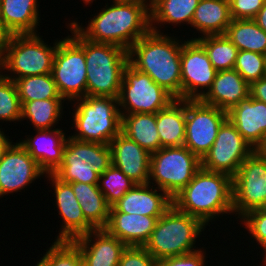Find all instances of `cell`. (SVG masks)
<instances>
[{
  "label": "cell",
  "mask_w": 266,
  "mask_h": 266,
  "mask_svg": "<svg viewBox=\"0 0 266 266\" xmlns=\"http://www.w3.org/2000/svg\"><path fill=\"white\" fill-rule=\"evenodd\" d=\"M91 13L88 24L78 18L68 21L84 38L95 43L112 44L126 51L151 31L150 0H109Z\"/></svg>",
  "instance_id": "cell-1"
},
{
  "label": "cell",
  "mask_w": 266,
  "mask_h": 266,
  "mask_svg": "<svg viewBox=\"0 0 266 266\" xmlns=\"http://www.w3.org/2000/svg\"><path fill=\"white\" fill-rule=\"evenodd\" d=\"M175 33L160 34L150 31L128 50V63L149 75L175 99H182L181 48L185 36ZM181 38V39H180Z\"/></svg>",
  "instance_id": "cell-2"
},
{
  "label": "cell",
  "mask_w": 266,
  "mask_h": 266,
  "mask_svg": "<svg viewBox=\"0 0 266 266\" xmlns=\"http://www.w3.org/2000/svg\"><path fill=\"white\" fill-rule=\"evenodd\" d=\"M172 201L179 211L199 219L206 227L219 217L222 221L228 215L234 218L232 177L200 168Z\"/></svg>",
  "instance_id": "cell-3"
},
{
  "label": "cell",
  "mask_w": 266,
  "mask_h": 266,
  "mask_svg": "<svg viewBox=\"0 0 266 266\" xmlns=\"http://www.w3.org/2000/svg\"><path fill=\"white\" fill-rule=\"evenodd\" d=\"M67 24V25H66ZM69 34L85 51L86 96L118 98L128 51L112 44L95 43L84 38L70 23Z\"/></svg>",
  "instance_id": "cell-4"
},
{
  "label": "cell",
  "mask_w": 266,
  "mask_h": 266,
  "mask_svg": "<svg viewBox=\"0 0 266 266\" xmlns=\"http://www.w3.org/2000/svg\"><path fill=\"white\" fill-rule=\"evenodd\" d=\"M67 107L72 119L70 137L85 142L109 145L121 132L122 115L118 98L85 96L69 102ZM72 112H71V111ZM74 129V130H73ZM73 133H72V131Z\"/></svg>",
  "instance_id": "cell-5"
},
{
  "label": "cell",
  "mask_w": 266,
  "mask_h": 266,
  "mask_svg": "<svg viewBox=\"0 0 266 266\" xmlns=\"http://www.w3.org/2000/svg\"><path fill=\"white\" fill-rule=\"evenodd\" d=\"M206 228L199 219L179 211L172 205L157 220L149 240L143 247L157 261L190 254L203 248L200 246L203 242L200 237L207 235Z\"/></svg>",
  "instance_id": "cell-6"
},
{
  "label": "cell",
  "mask_w": 266,
  "mask_h": 266,
  "mask_svg": "<svg viewBox=\"0 0 266 266\" xmlns=\"http://www.w3.org/2000/svg\"><path fill=\"white\" fill-rule=\"evenodd\" d=\"M49 42L41 33L12 35L4 58V77L15 81L51 73L58 38Z\"/></svg>",
  "instance_id": "cell-7"
},
{
  "label": "cell",
  "mask_w": 266,
  "mask_h": 266,
  "mask_svg": "<svg viewBox=\"0 0 266 266\" xmlns=\"http://www.w3.org/2000/svg\"><path fill=\"white\" fill-rule=\"evenodd\" d=\"M111 165L110 145L79 141L68 136L62 163L53 174L65 183L98 184L99 175Z\"/></svg>",
  "instance_id": "cell-8"
},
{
  "label": "cell",
  "mask_w": 266,
  "mask_h": 266,
  "mask_svg": "<svg viewBox=\"0 0 266 266\" xmlns=\"http://www.w3.org/2000/svg\"><path fill=\"white\" fill-rule=\"evenodd\" d=\"M200 168L201 160L185 146L164 147L151 154L149 184L173 199Z\"/></svg>",
  "instance_id": "cell-9"
},
{
  "label": "cell",
  "mask_w": 266,
  "mask_h": 266,
  "mask_svg": "<svg viewBox=\"0 0 266 266\" xmlns=\"http://www.w3.org/2000/svg\"><path fill=\"white\" fill-rule=\"evenodd\" d=\"M175 98L152 78L129 63L123 70L118 104L121 114L151 113L166 108Z\"/></svg>",
  "instance_id": "cell-10"
},
{
  "label": "cell",
  "mask_w": 266,
  "mask_h": 266,
  "mask_svg": "<svg viewBox=\"0 0 266 266\" xmlns=\"http://www.w3.org/2000/svg\"><path fill=\"white\" fill-rule=\"evenodd\" d=\"M67 33L58 38L51 74L60 95L69 103L86 96L87 67L84 49Z\"/></svg>",
  "instance_id": "cell-11"
},
{
  "label": "cell",
  "mask_w": 266,
  "mask_h": 266,
  "mask_svg": "<svg viewBox=\"0 0 266 266\" xmlns=\"http://www.w3.org/2000/svg\"><path fill=\"white\" fill-rule=\"evenodd\" d=\"M232 188L236 221L249 211L266 208V157L254 150L232 177Z\"/></svg>",
  "instance_id": "cell-12"
},
{
  "label": "cell",
  "mask_w": 266,
  "mask_h": 266,
  "mask_svg": "<svg viewBox=\"0 0 266 266\" xmlns=\"http://www.w3.org/2000/svg\"><path fill=\"white\" fill-rule=\"evenodd\" d=\"M227 112L200 99H186L184 146L200 160L213 145Z\"/></svg>",
  "instance_id": "cell-13"
},
{
  "label": "cell",
  "mask_w": 266,
  "mask_h": 266,
  "mask_svg": "<svg viewBox=\"0 0 266 266\" xmlns=\"http://www.w3.org/2000/svg\"><path fill=\"white\" fill-rule=\"evenodd\" d=\"M253 151L252 146L227 119L221 125L213 145L201 159V168L233 177Z\"/></svg>",
  "instance_id": "cell-14"
},
{
  "label": "cell",
  "mask_w": 266,
  "mask_h": 266,
  "mask_svg": "<svg viewBox=\"0 0 266 266\" xmlns=\"http://www.w3.org/2000/svg\"><path fill=\"white\" fill-rule=\"evenodd\" d=\"M180 62L182 99H201L217 74L204 47L197 40L186 38L181 48Z\"/></svg>",
  "instance_id": "cell-15"
},
{
  "label": "cell",
  "mask_w": 266,
  "mask_h": 266,
  "mask_svg": "<svg viewBox=\"0 0 266 266\" xmlns=\"http://www.w3.org/2000/svg\"><path fill=\"white\" fill-rule=\"evenodd\" d=\"M44 177L45 173L37 162L16 140L0 160V199L10 194L25 192L27 187L32 188L37 180L40 181Z\"/></svg>",
  "instance_id": "cell-16"
},
{
  "label": "cell",
  "mask_w": 266,
  "mask_h": 266,
  "mask_svg": "<svg viewBox=\"0 0 266 266\" xmlns=\"http://www.w3.org/2000/svg\"><path fill=\"white\" fill-rule=\"evenodd\" d=\"M44 179H47L48 188L54 197V210L58 213L60 228L54 240H69L72 241L79 236L95 230V228L85 219L78 200L75 197L72 186L69 183L62 182L54 174H45ZM54 192V193H53ZM56 206V207H55ZM56 208V209H55ZM62 221V222H60Z\"/></svg>",
  "instance_id": "cell-17"
},
{
  "label": "cell",
  "mask_w": 266,
  "mask_h": 266,
  "mask_svg": "<svg viewBox=\"0 0 266 266\" xmlns=\"http://www.w3.org/2000/svg\"><path fill=\"white\" fill-rule=\"evenodd\" d=\"M34 133L18 138V142L37 162L45 174H53L61 165L69 135L63 128L34 130Z\"/></svg>",
  "instance_id": "cell-18"
},
{
  "label": "cell",
  "mask_w": 266,
  "mask_h": 266,
  "mask_svg": "<svg viewBox=\"0 0 266 266\" xmlns=\"http://www.w3.org/2000/svg\"><path fill=\"white\" fill-rule=\"evenodd\" d=\"M172 205V198L165 191L149 183L135 184L110 211L161 217Z\"/></svg>",
  "instance_id": "cell-19"
},
{
  "label": "cell",
  "mask_w": 266,
  "mask_h": 266,
  "mask_svg": "<svg viewBox=\"0 0 266 266\" xmlns=\"http://www.w3.org/2000/svg\"><path fill=\"white\" fill-rule=\"evenodd\" d=\"M72 241L80 249L83 266H118L127 247L105 229H95Z\"/></svg>",
  "instance_id": "cell-20"
},
{
  "label": "cell",
  "mask_w": 266,
  "mask_h": 266,
  "mask_svg": "<svg viewBox=\"0 0 266 266\" xmlns=\"http://www.w3.org/2000/svg\"><path fill=\"white\" fill-rule=\"evenodd\" d=\"M112 164L136 184L149 183L151 154L120 132L111 142Z\"/></svg>",
  "instance_id": "cell-21"
},
{
  "label": "cell",
  "mask_w": 266,
  "mask_h": 266,
  "mask_svg": "<svg viewBox=\"0 0 266 266\" xmlns=\"http://www.w3.org/2000/svg\"><path fill=\"white\" fill-rule=\"evenodd\" d=\"M230 122L254 150L266 136V103L250 95L227 112Z\"/></svg>",
  "instance_id": "cell-22"
},
{
  "label": "cell",
  "mask_w": 266,
  "mask_h": 266,
  "mask_svg": "<svg viewBox=\"0 0 266 266\" xmlns=\"http://www.w3.org/2000/svg\"><path fill=\"white\" fill-rule=\"evenodd\" d=\"M249 90L250 85L235 69L217 71L210 89L200 100L228 112L250 95Z\"/></svg>",
  "instance_id": "cell-23"
},
{
  "label": "cell",
  "mask_w": 266,
  "mask_h": 266,
  "mask_svg": "<svg viewBox=\"0 0 266 266\" xmlns=\"http://www.w3.org/2000/svg\"><path fill=\"white\" fill-rule=\"evenodd\" d=\"M159 218L110 211L109 220L104 229L127 246H144Z\"/></svg>",
  "instance_id": "cell-24"
},
{
  "label": "cell",
  "mask_w": 266,
  "mask_h": 266,
  "mask_svg": "<svg viewBox=\"0 0 266 266\" xmlns=\"http://www.w3.org/2000/svg\"><path fill=\"white\" fill-rule=\"evenodd\" d=\"M231 21L229 0H199L191 22L193 34L187 38L224 35Z\"/></svg>",
  "instance_id": "cell-25"
},
{
  "label": "cell",
  "mask_w": 266,
  "mask_h": 266,
  "mask_svg": "<svg viewBox=\"0 0 266 266\" xmlns=\"http://www.w3.org/2000/svg\"><path fill=\"white\" fill-rule=\"evenodd\" d=\"M40 2L41 0H1L0 20L13 35L38 34L42 22Z\"/></svg>",
  "instance_id": "cell-26"
},
{
  "label": "cell",
  "mask_w": 266,
  "mask_h": 266,
  "mask_svg": "<svg viewBox=\"0 0 266 266\" xmlns=\"http://www.w3.org/2000/svg\"><path fill=\"white\" fill-rule=\"evenodd\" d=\"M198 3L199 0H150L151 31L166 34L163 27L190 28Z\"/></svg>",
  "instance_id": "cell-27"
},
{
  "label": "cell",
  "mask_w": 266,
  "mask_h": 266,
  "mask_svg": "<svg viewBox=\"0 0 266 266\" xmlns=\"http://www.w3.org/2000/svg\"><path fill=\"white\" fill-rule=\"evenodd\" d=\"M186 99H175L156 113L161 147H181L185 141Z\"/></svg>",
  "instance_id": "cell-28"
},
{
  "label": "cell",
  "mask_w": 266,
  "mask_h": 266,
  "mask_svg": "<svg viewBox=\"0 0 266 266\" xmlns=\"http://www.w3.org/2000/svg\"><path fill=\"white\" fill-rule=\"evenodd\" d=\"M78 200L85 219L95 228L104 229L109 220L110 205L98 184L69 183Z\"/></svg>",
  "instance_id": "cell-29"
},
{
  "label": "cell",
  "mask_w": 266,
  "mask_h": 266,
  "mask_svg": "<svg viewBox=\"0 0 266 266\" xmlns=\"http://www.w3.org/2000/svg\"><path fill=\"white\" fill-rule=\"evenodd\" d=\"M121 115V132L123 134L150 154L162 148L156 127V114L135 113Z\"/></svg>",
  "instance_id": "cell-30"
},
{
  "label": "cell",
  "mask_w": 266,
  "mask_h": 266,
  "mask_svg": "<svg viewBox=\"0 0 266 266\" xmlns=\"http://www.w3.org/2000/svg\"><path fill=\"white\" fill-rule=\"evenodd\" d=\"M69 103L65 99H44L24 102L22 104L21 122L31 124L33 130L55 129L59 121L62 122L65 114V106ZM64 110V111H63ZM63 116V117H62Z\"/></svg>",
  "instance_id": "cell-31"
},
{
  "label": "cell",
  "mask_w": 266,
  "mask_h": 266,
  "mask_svg": "<svg viewBox=\"0 0 266 266\" xmlns=\"http://www.w3.org/2000/svg\"><path fill=\"white\" fill-rule=\"evenodd\" d=\"M238 48L266 55V32L253 19H232L225 32Z\"/></svg>",
  "instance_id": "cell-32"
},
{
  "label": "cell",
  "mask_w": 266,
  "mask_h": 266,
  "mask_svg": "<svg viewBox=\"0 0 266 266\" xmlns=\"http://www.w3.org/2000/svg\"><path fill=\"white\" fill-rule=\"evenodd\" d=\"M14 82L21 104L34 100L64 99L51 73L21 77Z\"/></svg>",
  "instance_id": "cell-33"
},
{
  "label": "cell",
  "mask_w": 266,
  "mask_h": 266,
  "mask_svg": "<svg viewBox=\"0 0 266 266\" xmlns=\"http://www.w3.org/2000/svg\"><path fill=\"white\" fill-rule=\"evenodd\" d=\"M197 41L204 47L217 71L234 69L238 48L224 35H208Z\"/></svg>",
  "instance_id": "cell-34"
},
{
  "label": "cell",
  "mask_w": 266,
  "mask_h": 266,
  "mask_svg": "<svg viewBox=\"0 0 266 266\" xmlns=\"http://www.w3.org/2000/svg\"><path fill=\"white\" fill-rule=\"evenodd\" d=\"M135 184L113 164L99 175L98 180V188L110 206L121 199Z\"/></svg>",
  "instance_id": "cell-35"
},
{
  "label": "cell",
  "mask_w": 266,
  "mask_h": 266,
  "mask_svg": "<svg viewBox=\"0 0 266 266\" xmlns=\"http://www.w3.org/2000/svg\"><path fill=\"white\" fill-rule=\"evenodd\" d=\"M43 250L46 252L39 255L47 266H83L80 249L73 241L53 240Z\"/></svg>",
  "instance_id": "cell-36"
},
{
  "label": "cell",
  "mask_w": 266,
  "mask_h": 266,
  "mask_svg": "<svg viewBox=\"0 0 266 266\" xmlns=\"http://www.w3.org/2000/svg\"><path fill=\"white\" fill-rule=\"evenodd\" d=\"M21 117L22 104L15 82L3 77L0 80V129H2L3 123H6L4 125H7L8 122L20 123Z\"/></svg>",
  "instance_id": "cell-37"
},
{
  "label": "cell",
  "mask_w": 266,
  "mask_h": 266,
  "mask_svg": "<svg viewBox=\"0 0 266 266\" xmlns=\"http://www.w3.org/2000/svg\"><path fill=\"white\" fill-rule=\"evenodd\" d=\"M235 223L240 224V227L242 225L241 229L243 228L242 230L249 235L248 237V235L244 233L243 238L240 235L238 237L244 239V236H246V241L249 238L248 242H252H250V244L253 245L255 243L253 246L249 245V248L250 246L253 248L257 244L256 249H260V247L266 243V208L249 211Z\"/></svg>",
  "instance_id": "cell-38"
},
{
  "label": "cell",
  "mask_w": 266,
  "mask_h": 266,
  "mask_svg": "<svg viewBox=\"0 0 266 266\" xmlns=\"http://www.w3.org/2000/svg\"><path fill=\"white\" fill-rule=\"evenodd\" d=\"M234 69L250 85L265 77L266 55L245 50L238 51Z\"/></svg>",
  "instance_id": "cell-39"
},
{
  "label": "cell",
  "mask_w": 266,
  "mask_h": 266,
  "mask_svg": "<svg viewBox=\"0 0 266 266\" xmlns=\"http://www.w3.org/2000/svg\"><path fill=\"white\" fill-rule=\"evenodd\" d=\"M207 248L209 246L206 248L203 246L200 250L190 254L158 260L157 266H213L211 265L213 262L208 260ZM208 261H211L210 265H208Z\"/></svg>",
  "instance_id": "cell-40"
},
{
  "label": "cell",
  "mask_w": 266,
  "mask_h": 266,
  "mask_svg": "<svg viewBox=\"0 0 266 266\" xmlns=\"http://www.w3.org/2000/svg\"><path fill=\"white\" fill-rule=\"evenodd\" d=\"M118 266H157V260L143 246H127Z\"/></svg>",
  "instance_id": "cell-41"
},
{
  "label": "cell",
  "mask_w": 266,
  "mask_h": 266,
  "mask_svg": "<svg viewBox=\"0 0 266 266\" xmlns=\"http://www.w3.org/2000/svg\"><path fill=\"white\" fill-rule=\"evenodd\" d=\"M232 19H254L266 0H229Z\"/></svg>",
  "instance_id": "cell-42"
},
{
  "label": "cell",
  "mask_w": 266,
  "mask_h": 266,
  "mask_svg": "<svg viewBox=\"0 0 266 266\" xmlns=\"http://www.w3.org/2000/svg\"><path fill=\"white\" fill-rule=\"evenodd\" d=\"M249 91L252 98L266 103V77L251 83Z\"/></svg>",
  "instance_id": "cell-43"
},
{
  "label": "cell",
  "mask_w": 266,
  "mask_h": 266,
  "mask_svg": "<svg viewBox=\"0 0 266 266\" xmlns=\"http://www.w3.org/2000/svg\"><path fill=\"white\" fill-rule=\"evenodd\" d=\"M12 35L13 34L0 20V57L3 59L5 58Z\"/></svg>",
  "instance_id": "cell-44"
},
{
  "label": "cell",
  "mask_w": 266,
  "mask_h": 266,
  "mask_svg": "<svg viewBox=\"0 0 266 266\" xmlns=\"http://www.w3.org/2000/svg\"><path fill=\"white\" fill-rule=\"evenodd\" d=\"M6 133H7V130H5L4 127L0 129V160L4 156L9 146L13 143L14 140H12V138H15L13 136L12 137L8 136L9 134H6Z\"/></svg>",
  "instance_id": "cell-45"
},
{
  "label": "cell",
  "mask_w": 266,
  "mask_h": 266,
  "mask_svg": "<svg viewBox=\"0 0 266 266\" xmlns=\"http://www.w3.org/2000/svg\"><path fill=\"white\" fill-rule=\"evenodd\" d=\"M266 32V2L253 19Z\"/></svg>",
  "instance_id": "cell-46"
},
{
  "label": "cell",
  "mask_w": 266,
  "mask_h": 266,
  "mask_svg": "<svg viewBox=\"0 0 266 266\" xmlns=\"http://www.w3.org/2000/svg\"><path fill=\"white\" fill-rule=\"evenodd\" d=\"M261 249V252L259 251V253L261 254L260 256H262L261 258H262V260H260L261 262H259V265H258V263H256V265L257 266H266V243L265 244H263L261 247H260ZM263 250V251H262ZM262 263V264H261ZM253 266H255V265H253Z\"/></svg>",
  "instance_id": "cell-47"
},
{
  "label": "cell",
  "mask_w": 266,
  "mask_h": 266,
  "mask_svg": "<svg viewBox=\"0 0 266 266\" xmlns=\"http://www.w3.org/2000/svg\"><path fill=\"white\" fill-rule=\"evenodd\" d=\"M257 151L266 157V136L265 139L263 141V143L258 147Z\"/></svg>",
  "instance_id": "cell-48"
},
{
  "label": "cell",
  "mask_w": 266,
  "mask_h": 266,
  "mask_svg": "<svg viewBox=\"0 0 266 266\" xmlns=\"http://www.w3.org/2000/svg\"><path fill=\"white\" fill-rule=\"evenodd\" d=\"M4 77V59L0 57V80Z\"/></svg>",
  "instance_id": "cell-49"
},
{
  "label": "cell",
  "mask_w": 266,
  "mask_h": 266,
  "mask_svg": "<svg viewBox=\"0 0 266 266\" xmlns=\"http://www.w3.org/2000/svg\"><path fill=\"white\" fill-rule=\"evenodd\" d=\"M34 265H30V266H47V264L41 259V258H39V259H37V262L34 260Z\"/></svg>",
  "instance_id": "cell-50"
},
{
  "label": "cell",
  "mask_w": 266,
  "mask_h": 266,
  "mask_svg": "<svg viewBox=\"0 0 266 266\" xmlns=\"http://www.w3.org/2000/svg\"><path fill=\"white\" fill-rule=\"evenodd\" d=\"M95 1V3H96V1L97 0H82L81 2H83V4H84V6L86 5H88L89 7H91L93 4V2Z\"/></svg>",
  "instance_id": "cell-51"
},
{
  "label": "cell",
  "mask_w": 266,
  "mask_h": 266,
  "mask_svg": "<svg viewBox=\"0 0 266 266\" xmlns=\"http://www.w3.org/2000/svg\"><path fill=\"white\" fill-rule=\"evenodd\" d=\"M217 263H218V264L223 263V264L218 265V266H223V265H224V266H228V265H229V263H228L227 265H225L224 262H220V260H219ZM215 266H217V265H215ZM230 266H231V263H230ZM233 266H234V265H233Z\"/></svg>",
  "instance_id": "cell-52"
}]
</instances>
